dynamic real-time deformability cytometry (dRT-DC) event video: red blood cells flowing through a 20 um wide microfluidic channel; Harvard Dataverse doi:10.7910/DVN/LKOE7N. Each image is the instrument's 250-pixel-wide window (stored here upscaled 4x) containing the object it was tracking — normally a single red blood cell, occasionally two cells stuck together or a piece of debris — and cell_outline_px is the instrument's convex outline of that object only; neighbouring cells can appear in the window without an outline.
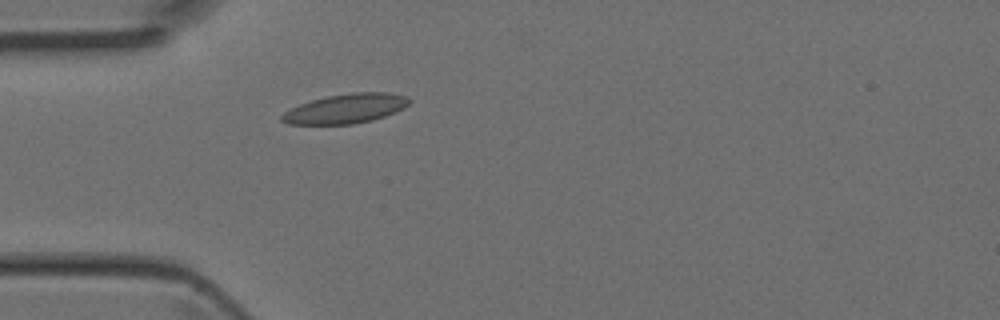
{"species": "Egyptian fruit bat (a non-hibernating species)", "species_latin": "Rousettus aegyptiacus", "temperature_condition": "room temperature", "stored_images_in_passage": 5, "camera_frame_rate_fps": 3000, "um_per_image_px": 0.085, "animal": {"sex": "female"}, "frame": {"image": 1, "passage_image": 5, "time_ms": 1.333, "image_size_px": [1000, 320], "cell_outline_px": [[412, 100], [404, 108], [384, 116], [372, 120], [352, 124], [288, 124], [280, 120], [280, 116], [284, 112], [300, 104], [312, 100], [328, 96], [352, 92], [388, 92], [408, 96]], "centroid_in_image_um": [29.41, 9.22], "position_along_channel_um": 55.6, "area_um2": 21.85}}